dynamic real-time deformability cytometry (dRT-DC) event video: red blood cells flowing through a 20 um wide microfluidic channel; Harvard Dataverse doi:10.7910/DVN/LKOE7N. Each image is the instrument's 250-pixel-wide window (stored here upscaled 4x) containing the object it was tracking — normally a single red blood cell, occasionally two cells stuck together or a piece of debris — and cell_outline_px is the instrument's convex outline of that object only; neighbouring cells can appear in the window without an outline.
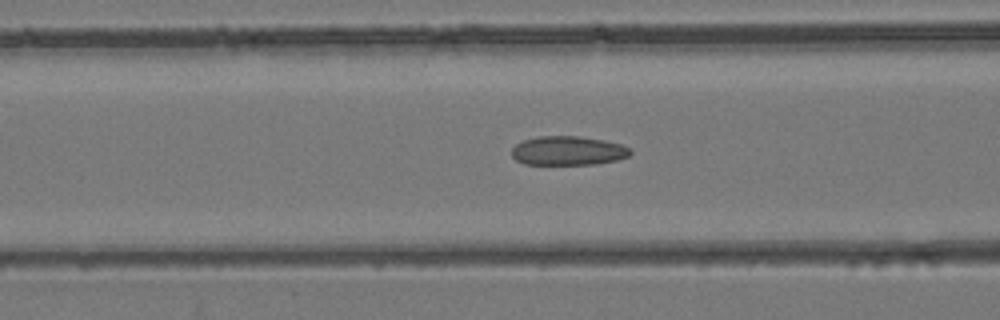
{"species": "common noctule bat (a hibernating species)", "species_latin": "Nyctalus noctula", "temperature_condition": "room temperature", "stored_images_in_passage": 32, "camera_frame_rate_fps": 3000, "um_per_image_px": 0.085, "animal": {"sex": "female", "body_mass_g": 24.6, "forearm_length_mm": 56.2}, "frame": {"image": 1, "passage_image": 6, "time_ms": 1.667, "image_size_px": [1000, 320], "cell_outline_px": [[632, 152], [628, 156], [616, 160], [596, 164], [524, 164], [516, 160], [512, 156], [512, 148], [516, 144], [524, 140], [536, 136], [580, 136], [604, 140], [620, 144], [632, 148]], "centroid_in_image_um": [48.29, 12.8], "position_along_channel_um": 118.3, "area_um2": 20.17}}
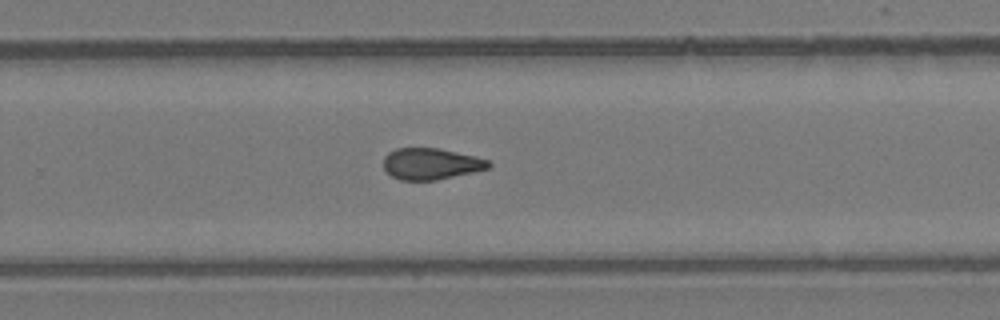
{"frame": {"image": 2, "passage_image": 17, "time_ms": 5.333, "image_size_px": [1000, 320], "cell_outline_px": [[492, 164], [488, 168], [476, 172], [436, 180], [400, 180], [392, 176], [384, 168], [384, 156], [388, 152], [396, 148], [436, 148], [476, 156], [488, 160]], "centroid_in_image_um": [36.64, 13.93], "position_along_channel_um": 293.2, "area_um2": 19.25}}
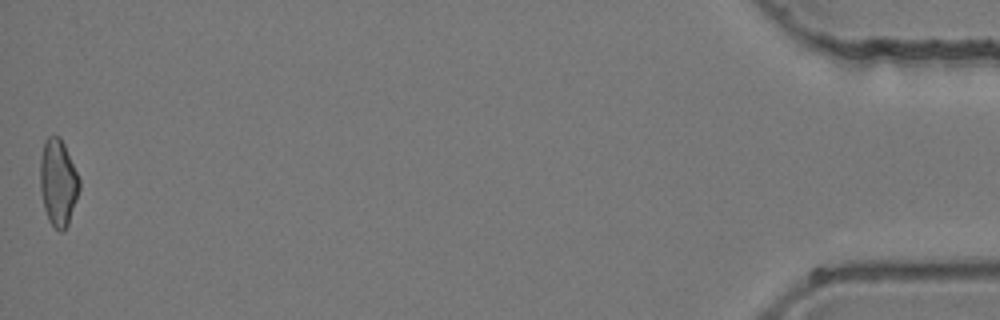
{"frame": {"image": 3, "passage_image": 32, "time_ms": 10.333, "image_size_px": [1000, 320], "cell_outline_px": [[80, 188], [68, 224], [64, 232], [60, 232], [48, 220], [44, 208], [40, 188], [40, 156], [44, 140], [48, 136], [60, 136], [64, 144], [80, 180]], "centroid_in_image_um": [4.93, 15.51], "position_along_channel_um": 430.3, "area_um2": 19.83}}